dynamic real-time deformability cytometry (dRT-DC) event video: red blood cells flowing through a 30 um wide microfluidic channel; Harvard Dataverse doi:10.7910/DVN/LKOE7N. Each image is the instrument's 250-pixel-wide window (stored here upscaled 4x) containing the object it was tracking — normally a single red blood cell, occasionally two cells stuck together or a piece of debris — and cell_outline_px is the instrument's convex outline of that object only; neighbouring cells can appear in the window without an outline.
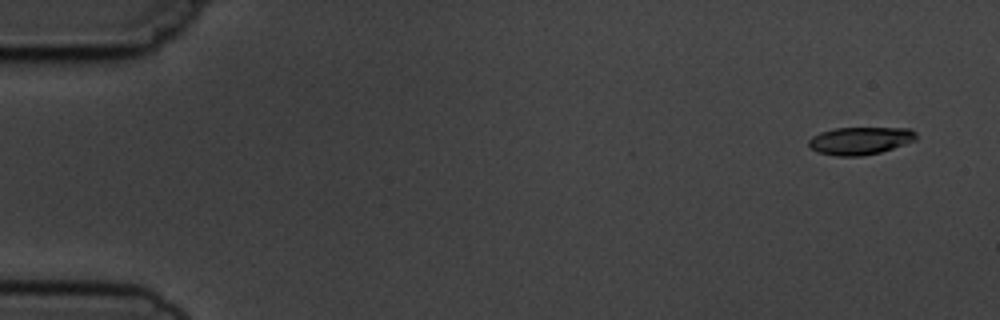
{"species": "common noctule bat (a hibernating species)", "species_latin": "Nyctalus noctula", "temperature_condition": "cold", "stored_images_in_passage": 4, "camera_frame_rate_fps": 3000, "um_per_image_px": 0.085, "animal": {"sex": "male", "body_mass_g": 19.5, "forearm_length_mm": 54.6}, "frame": {"image": 1, "passage_image": 1, "time_ms": 0.0, "image_size_px": [1000, 320], "cell_outline_px": [[916, 140], [880, 152], [860, 156], [836, 156], [816, 152], [808, 144], [808, 140], [812, 136], [820, 132], [836, 128], [912, 128], [916, 132]], "centroid_in_image_um": [73.1, 11.95], "position_along_channel_um": 11.9, "area_um2": 17.28}}